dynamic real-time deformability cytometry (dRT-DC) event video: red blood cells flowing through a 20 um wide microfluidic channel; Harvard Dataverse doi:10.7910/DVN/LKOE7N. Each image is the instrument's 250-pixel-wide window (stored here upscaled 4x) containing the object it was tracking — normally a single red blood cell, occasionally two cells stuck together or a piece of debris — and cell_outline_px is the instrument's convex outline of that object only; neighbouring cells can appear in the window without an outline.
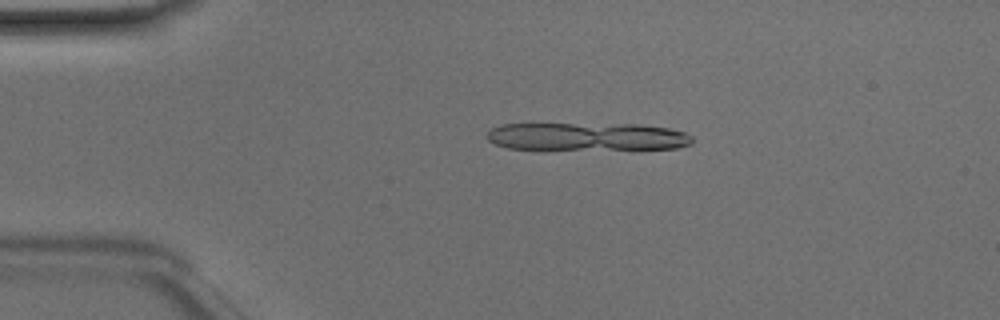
{"species": "Egyptian fruit bat (a non-hibernating species)", "species_latin": "Rousettus aegyptiacus", "temperature_condition": "room temperature", "stored_images_in_passage": 12, "camera_frame_rate_fps": 3000, "um_per_image_px": 0.085, "animal": {"sex": "male"}, "frame": {"image": 1, "passage_image": 9, "time_ms": 2.667, "image_size_px": [1000, 320], "cell_outline_px": [[692, 144], [676, 148], [544, 152], [540, 152], [508, 148], [496, 144], [488, 140], [484, 136], [492, 128], [504, 124], [640, 124], [668, 128], [684, 132], [692, 136]], "centroid_in_image_um": [49.83, 11.67], "position_along_channel_um": 35.2, "area_um2": 35.2}}